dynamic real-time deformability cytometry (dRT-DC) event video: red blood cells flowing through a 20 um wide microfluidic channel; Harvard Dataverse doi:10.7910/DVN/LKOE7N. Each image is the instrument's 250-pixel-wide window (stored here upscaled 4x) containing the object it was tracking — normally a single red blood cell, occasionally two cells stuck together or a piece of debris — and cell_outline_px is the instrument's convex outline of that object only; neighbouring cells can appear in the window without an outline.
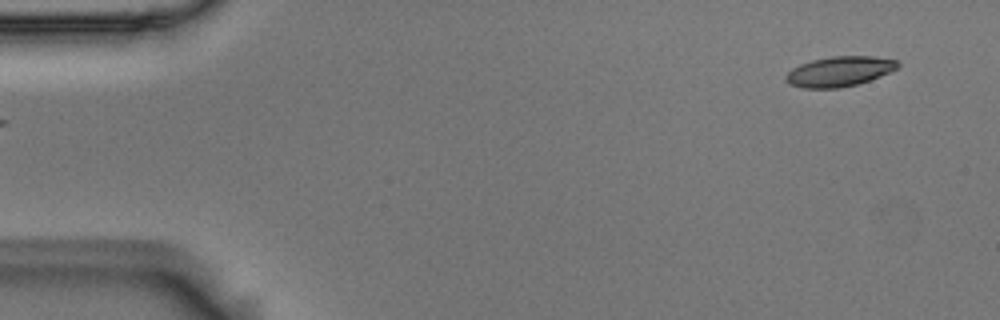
{"species": "Egyptian fruit bat (a non-hibernating species)", "species_latin": "Rousettus aegyptiacus", "temperature_condition": "room temperature", "stored_images_in_passage": 52, "camera_frame_rate_fps": 3000, "um_per_image_px": 0.085, "animal": {"sex": "male"}, "frame": {"image": 1, "passage_image": 1, "time_ms": 0.0, "image_size_px": [1000, 320], "cell_outline_px": [[900, 64], [896, 68], [880, 76], [856, 84], [840, 88], [800, 88], [788, 84], [784, 80], [784, 76], [792, 68], [800, 64], [812, 60], [832, 56], [872, 56], [896, 60]], "centroid_in_image_um": [71.28, 6.08], "position_along_channel_um": 13.7, "area_um2": 19.54}}
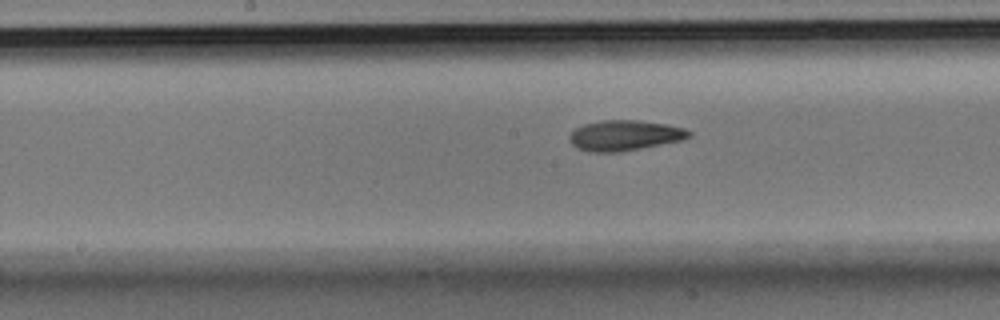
{"frame": {"image": 2, "passage_image": 25, "time_ms": 8.0, "image_size_px": [1000, 320], "cell_outline_px": [[692, 136], [680, 140], [620, 152], [588, 152], [576, 148], [568, 140], [568, 136], [576, 128], [584, 124], [600, 120], [636, 120], [668, 124], [684, 128], [692, 132]], "centroid_in_image_um": [53.06, 11.51], "position_along_channel_um": 195.1, "area_um2": 21.21}}
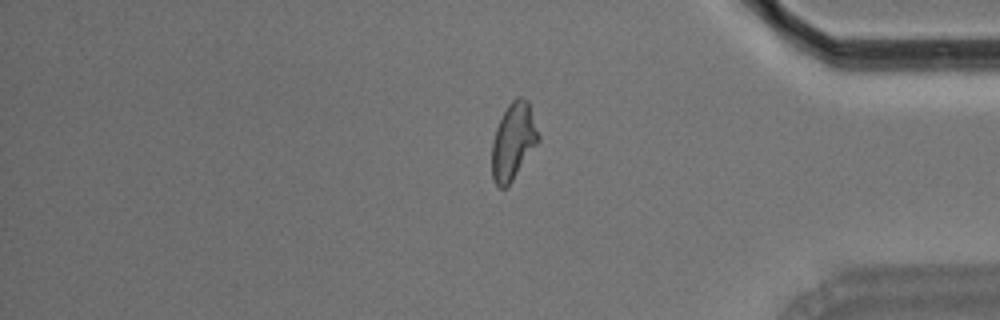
{"frame": {"image": 3, "passage_image": 43, "time_ms": 14.0, "image_size_px": [1000, 320], "cell_outline_px": [[540, 140], [512, 180], [504, 188], [500, 188], [496, 184], [492, 176], [492, 140], [496, 128], [508, 104], [516, 96], [520, 96], [528, 100], [540, 136]], "centroid_in_image_um": [43.64, 11.98], "position_along_channel_um": 391.6, "area_um2": 20.63}, "authors_computed_cell_mechanics": {"area_um2": 20.6635, "velocity_mm_per_s": 3.6496, "shape_relaxation_time_tau1_ms": 5.3124, "shape_relaxation_time_tau2_ms": 4.0417, "deformation_change_tau1": 0.1725, "deformation_change_tau2": 0.1175}}